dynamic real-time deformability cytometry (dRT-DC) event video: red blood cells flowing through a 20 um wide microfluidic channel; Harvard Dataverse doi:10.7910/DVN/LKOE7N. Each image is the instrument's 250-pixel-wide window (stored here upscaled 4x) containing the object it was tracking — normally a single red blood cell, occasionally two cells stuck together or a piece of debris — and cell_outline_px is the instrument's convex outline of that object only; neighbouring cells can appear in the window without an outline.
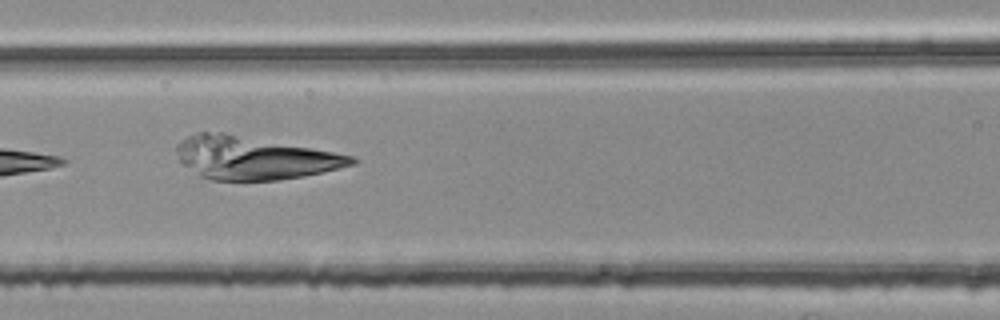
{"species": "common noctule bat (a hibernating species)", "species_latin": "Nyctalus noctula", "temperature_condition": "room temperature", "stored_images_in_passage": 6, "camera_frame_rate_fps": 3000, "um_per_image_px": 0.085, "animal": {"sex": "female", "body_mass_g": 25.1}, "frame": {"image": 1, "passage_image": 6, "time_ms": 1.667, "image_size_px": [1000, 320], "cell_outline_px": [[360, 160], [356, 164], [304, 176], [276, 180], [212, 180], [200, 176], [180, 164], [176, 148], [176, 144], [188, 136], [200, 132], [224, 132], [332, 152], [352, 156]], "centroid_in_image_um": [21.54, 13.43], "position_along_channel_um": 145.1, "area_um2": 43.47}}